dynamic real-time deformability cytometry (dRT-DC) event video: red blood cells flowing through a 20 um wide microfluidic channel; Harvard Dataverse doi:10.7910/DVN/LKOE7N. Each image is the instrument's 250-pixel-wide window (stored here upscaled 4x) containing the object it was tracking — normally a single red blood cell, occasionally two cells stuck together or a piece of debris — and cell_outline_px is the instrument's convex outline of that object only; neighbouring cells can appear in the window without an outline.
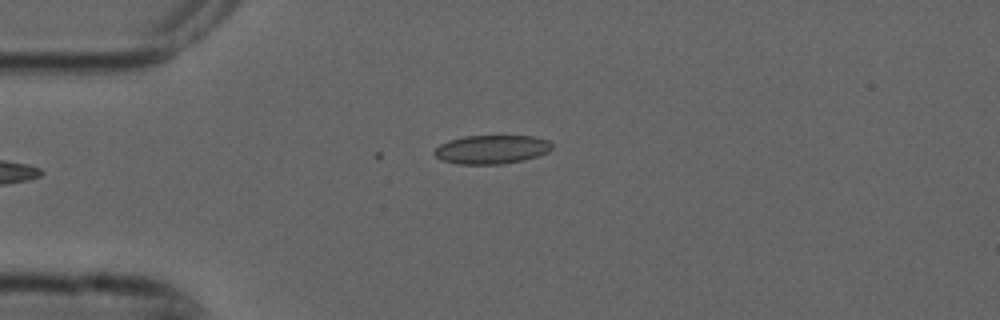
{"species": "common noctule bat (a hibernating species)", "species_latin": "Nyctalus noctula", "temperature_condition": "cold", "stored_images_in_passage": 5, "camera_frame_rate_fps": 3000, "um_per_image_px": 0.085, "animal": {"sex": "male", "forearm_length_mm": 52.5}, "frame": {"image": 1, "passage_image": 5, "time_ms": 1.333, "image_size_px": [1000, 320], "cell_outline_px": [[552, 148], [548, 152], [524, 160], [500, 164], [456, 164], [440, 160], [432, 152], [440, 144], [448, 140], [464, 136], [532, 136], [548, 140], [552, 144]], "centroid_in_image_um": [41.75, 12.7], "position_along_channel_um": 43.2, "area_um2": 19.77}}